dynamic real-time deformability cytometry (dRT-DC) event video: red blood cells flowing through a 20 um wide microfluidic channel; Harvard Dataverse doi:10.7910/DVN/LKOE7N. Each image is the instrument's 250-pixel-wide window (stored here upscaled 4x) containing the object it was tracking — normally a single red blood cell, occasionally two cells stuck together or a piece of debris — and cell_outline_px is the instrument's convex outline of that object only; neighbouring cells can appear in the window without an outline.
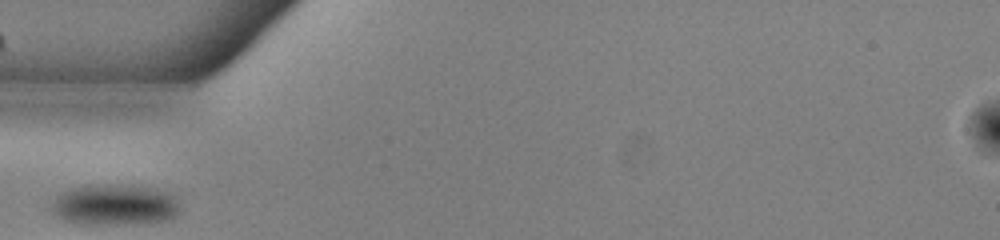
{"species": "common noctule bat (a hibernating species)", "species_latin": "Nyctalus noctula", "temperature_condition": "warm", "stored_images_in_passage": 25, "camera_frame_rate_fps": 3000, "um_per_image_px": 0.085, "animal": {"sex": "male", "body_mass_g": 13.0, "forearm_length_mm": 53.1}, "frame": {"image": 1, "passage_image": 1, "time_ms": 0.0, "image_size_px": [1000, 240], "cell_outline_px": [[180, 212], [176, 216], [168, 220], [152, 224], [80, 224], [64, 220], [56, 216], [52, 212], [52, 204], [56, 196], [60, 192], [72, 188], [88, 184], [112, 184], [156, 188], [168, 192], [176, 196], [180, 208]], "centroid_in_image_um": [9.79, 17.42], "position_along_channel_um": 75.2, "area_um2": 31.5}}
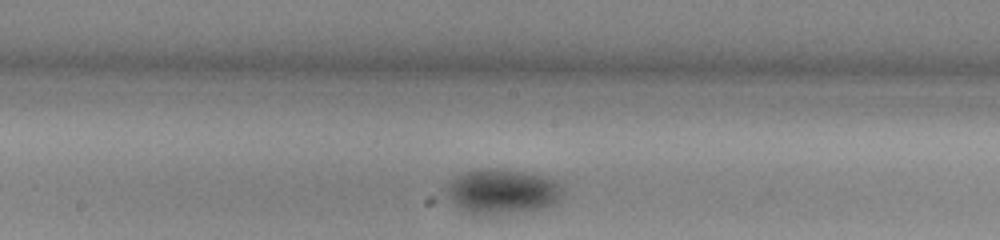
{"frame": {"image": 2, "passage_image": 11, "time_ms": 3.333, "image_size_px": [1000, 240], "cell_outline_px": [[564, 192], [560, 200], [552, 204], [540, 208], [480, 216], [468, 212], [452, 204], [444, 188], [456, 176], [464, 172], [480, 168], [496, 168], [520, 172], [540, 176], [552, 180]], "centroid_in_image_um": [42.6, 16.28], "position_along_channel_um": 205.6, "area_um2": 29.94}}
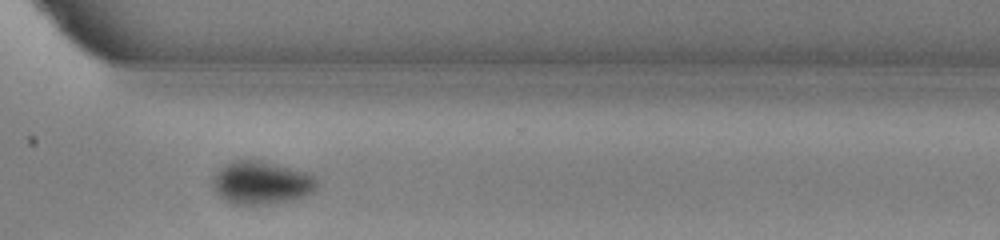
{"frame": {"image": 3, "passage_image": 22, "time_ms": 7.0, "image_size_px": [1000, 240], "cell_outline_px": [[320, 184], [312, 192], [304, 196], [292, 200], [268, 204], [236, 204], [224, 200], [212, 188], [212, 176], [224, 164], [232, 160], [256, 160], [312, 172], [316, 176]], "centroid_in_image_um": [22.25, 15.52], "position_along_channel_um": 348.4, "area_um2": 26.53}}